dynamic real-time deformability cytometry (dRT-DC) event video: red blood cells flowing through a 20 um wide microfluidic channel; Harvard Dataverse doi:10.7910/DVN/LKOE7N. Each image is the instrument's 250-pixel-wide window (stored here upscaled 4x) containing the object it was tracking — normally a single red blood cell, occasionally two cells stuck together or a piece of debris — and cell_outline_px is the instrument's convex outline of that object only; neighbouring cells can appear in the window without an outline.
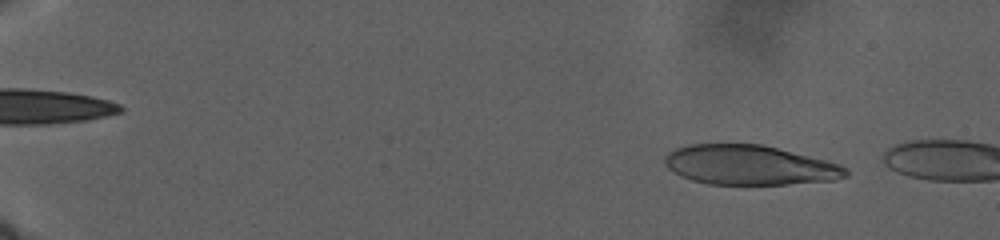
{"species": "human", "species_latin": "Homo sapiens", "temperature_condition": "warm", "stored_images_in_passage": 19, "camera_frame_rate_fps": 3000, "um_per_image_px": 0.085, "donor": {"sex": "male"}, "frame": {"image": 1, "passage_image": 11, "time_ms": 4.0, "image_size_px": [1000, 240], "cell_outline_px": [[848, 176], [832, 180], [788, 184], [708, 184], [692, 180], [668, 168], [664, 164], [664, 156], [676, 148], [692, 144], [760, 144], [840, 164], [848, 168]], "centroid_in_image_um": [63.71, 14.03], "position_along_channel_um": 21.3, "area_um2": 41.38}}